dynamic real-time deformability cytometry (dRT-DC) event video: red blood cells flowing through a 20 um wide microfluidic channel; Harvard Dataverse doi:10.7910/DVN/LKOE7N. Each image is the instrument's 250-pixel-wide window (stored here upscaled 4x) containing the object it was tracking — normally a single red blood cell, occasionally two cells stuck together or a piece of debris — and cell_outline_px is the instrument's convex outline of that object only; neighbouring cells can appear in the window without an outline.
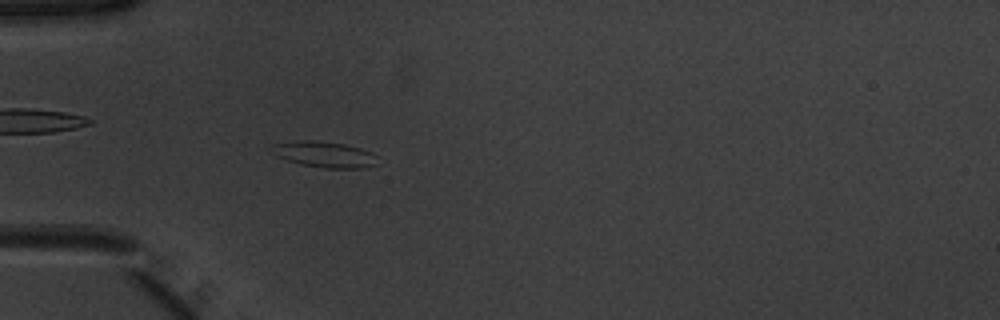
{"species": "common noctule bat (a hibernating species)", "species_latin": "Nyctalus noctula", "temperature_condition": "warm", "stored_images_in_passage": 53, "camera_frame_rate_fps": 3000, "um_per_image_px": 0.085, "animal": {"sex": "male", "body_mass_g": 20.1, "forearm_length_mm": 53.5}, "frame": {"image": 1, "passage_image": 17, "time_ms": 5.333, "image_size_px": [1000, 320], "cell_outline_px": [[376, 164], [364, 168], [328, 168], [300, 164], [276, 156], [268, 152], [268, 148], [272, 144], [296, 140], [312, 140], [344, 144], [360, 148], [372, 152], [376, 156]], "centroid_in_image_um": [27.5, 13.11], "position_along_channel_um": 57.5, "area_um2": 16.13}}
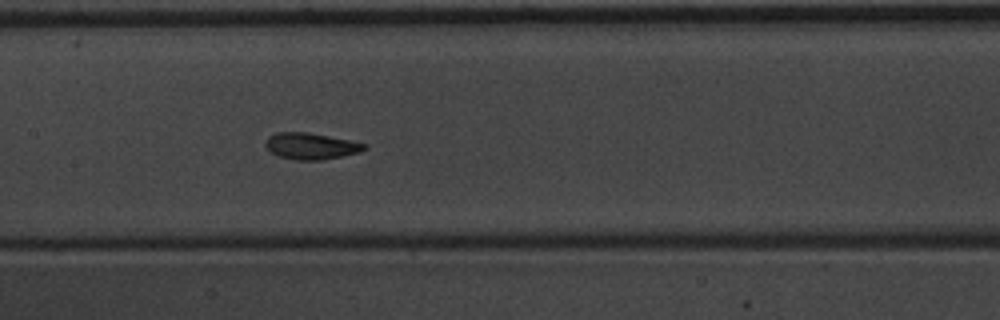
{"frame": {"image": 2, "passage_image": 27, "time_ms": 8.667, "image_size_px": [1000, 320], "cell_outline_px": [[368, 148], [360, 152], [320, 160], [296, 160], [280, 156], [272, 152], [264, 144], [268, 136], [276, 132], [308, 132], [368, 144]], "centroid_in_image_um": [26.44, 12.41], "position_along_channel_um": 181.0, "area_um2": 15.09}}
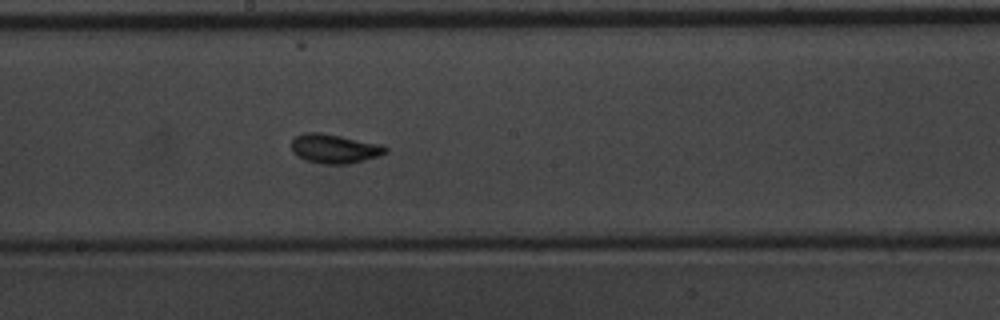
{"frame": {"image": 3, "passage_image": 30, "time_ms": 9.667, "image_size_px": [1000, 320], "cell_outline_px": [[388, 152], [364, 160], [344, 164], [324, 164], [308, 160], [292, 152], [292, 140], [296, 136], [304, 132], [316, 132], [340, 136], [380, 144], [388, 148]], "centroid_in_image_um": [28.42, 12.63], "position_along_channel_um": 219.8, "area_um2": 15.61}, "authors_computed_cell_mechanics": {"area_um2": 15.4326, "velocity_mm_per_s": 3.9105, "shape_relaxation_time_tau1_ms": 4.0154, "shape_relaxation_time_tau2_ms": 2.6217, "deformation_change_tau1": 0.1154, "deformation_change_tau2": 0.0879}}